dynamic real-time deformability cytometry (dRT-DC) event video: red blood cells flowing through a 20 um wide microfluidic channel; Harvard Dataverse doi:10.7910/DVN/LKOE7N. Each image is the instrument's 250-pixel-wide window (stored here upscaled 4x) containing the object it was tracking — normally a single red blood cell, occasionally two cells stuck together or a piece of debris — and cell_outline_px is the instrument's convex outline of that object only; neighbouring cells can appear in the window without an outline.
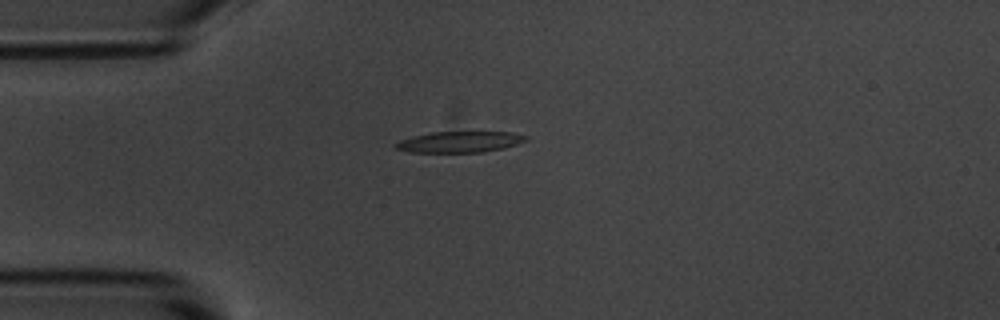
{"species": "common noctule bat (a hibernating species)", "species_latin": "Nyctalus noctula", "temperature_condition": "room temperature", "stored_images_in_passage": 42, "camera_frame_rate_fps": 3000, "um_per_image_px": 0.085, "animal": {"sex": "male", "body_mass_g": 20.1, "forearm_length_mm": 53.5}, "frame": {"image": 1, "passage_image": 1, "time_ms": 0.0, "image_size_px": [1000, 320], "cell_outline_px": [[528, 140], [504, 148], [484, 152], [412, 152], [396, 148], [392, 144], [400, 140], [412, 136], [432, 132], [512, 132], [528, 136]], "centroid_in_image_um": [39.08, 12.06], "position_along_channel_um": 45.9, "area_um2": 15.95}}
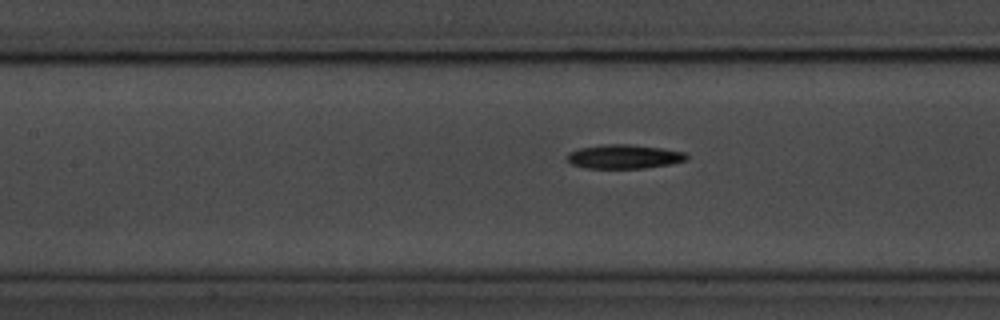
{"frame": {"image": 2, "passage_image": 11, "time_ms": 3.333, "image_size_px": [1000, 320], "cell_outline_px": [[688, 160], [672, 164], [644, 168], [584, 168], [572, 164], [568, 160], [568, 152], [580, 148], [600, 144], [628, 144], [660, 148], [684, 152], [688, 156]], "centroid_in_image_um": [53.05, 13.31], "position_along_channel_um": 154.3, "area_um2": 16.76}}
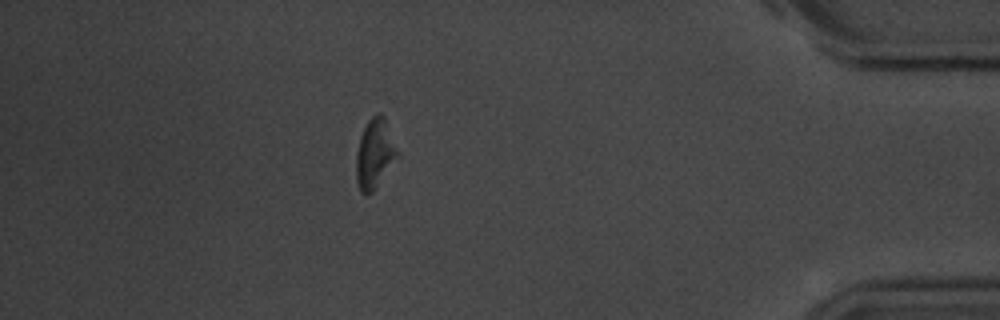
{"frame": {"image": 3, "passage_image": 35, "time_ms": 11.333, "image_size_px": [1000, 320], "cell_outline_px": [[400, 156], [376, 188], [372, 192], [360, 192], [356, 180], [356, 152], [360, 136], [368, 120], [376, 112], [380, 112], [384, 116], [400, 152]], "centroid_in_image_um": [31.88, 13.04], "position_along_channel_um": 403.3, "area_um2": 17.05}, "authors_computed_cell_mechanics": {"area_um2": 16.3285, "velocity_mm_per_s": 3.6777, "shape_relaxation_time_tau1_ms": 2.9538, "shape_relaxation_time_tau2_ms": null, "deformation_change_tau1": 0.1319, "deformation_change_tau2": null}}